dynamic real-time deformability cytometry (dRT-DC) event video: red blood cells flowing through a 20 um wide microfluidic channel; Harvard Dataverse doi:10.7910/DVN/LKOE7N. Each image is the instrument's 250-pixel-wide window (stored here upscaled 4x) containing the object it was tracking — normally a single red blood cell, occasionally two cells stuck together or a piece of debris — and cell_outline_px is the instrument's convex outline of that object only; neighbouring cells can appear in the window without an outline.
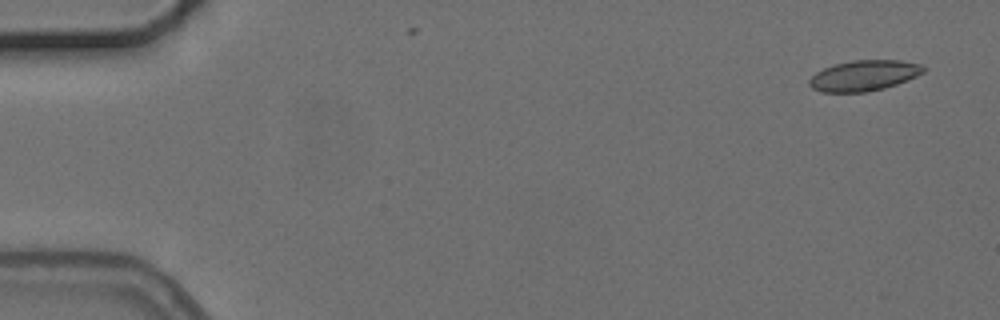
{"species": "common noctule bat (a hibernating species)", "species_latin": "Nyctalus noctula", "temperature_condition": "cold", "stored_images_in_passage": 4, "camera_frame_rate_fps": 3000, "um_per_image_px": 0.085, "animal": {"sex": "female", "body_mass_g": 24.6, "forearm_length_mm": 56.2}, "frame": {"image": 1, "passage_image": 1, "time_ms": 0.0, "image_size_px": [1000, 320], "cell_outline_px": [[928, 68], [924, 72], [916, 76], [896, 84], [884, 88], [864, 92], [820, 92], [812, 88], [808, 84], [808, 80], [816, 72], [824, 68], [836, 64], [852, 60], [900, 60], [920, 64]], "centroid_in_image_um": [73.43, 6.42], "position_along_channel_um": 11.6, "area_um2": 20.35}}
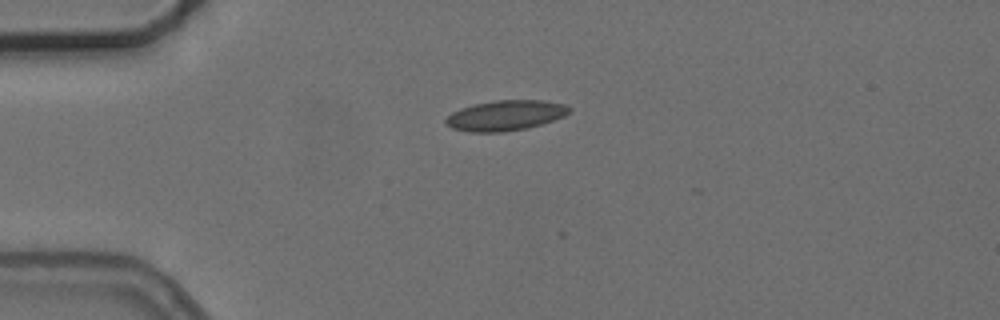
{"frame": {"image": 2, "passage_image": 3, "time_ms": 3.667, "image_size_px": [1000, 320], "cell_outline_px": [[572, 108], [564, 116], [540, 124], [524, 128], [504, 132], [472, 132], [452, 128], [444, 120], [452, 112], [460, 108], [476, 104], [496, 100], [544, 100], [564, 104]], "centroid_in_image_um": [42.96, 9.8], "position_along_channel_um": 42.0, "area_um2": 21.5}}